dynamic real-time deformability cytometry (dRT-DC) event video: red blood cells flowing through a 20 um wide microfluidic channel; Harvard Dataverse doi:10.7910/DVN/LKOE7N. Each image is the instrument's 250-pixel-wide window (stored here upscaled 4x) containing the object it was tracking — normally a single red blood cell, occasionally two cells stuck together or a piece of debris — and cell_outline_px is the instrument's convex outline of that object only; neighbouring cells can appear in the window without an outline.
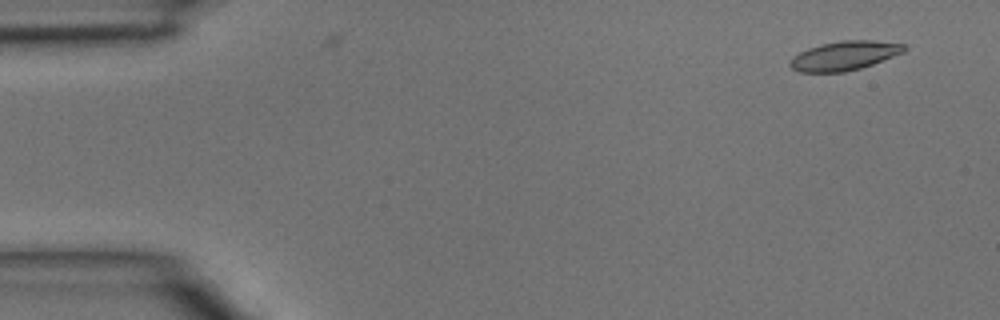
{"species": "common noctule bat (a hibernating species)", "species_latin": "Nyctalus noctula", "temperature_condition": "room temperature", "stored_images_in_passage": 4, "segment_of_instrument_passage": [2, 2], "camera_frame_rate_fps": 3000, "um_per_image_px": 0.085, "animal": {"sex": "male", "body_mass_g": 15.6}, "frame": {"image": 1, "passage_image": 4, "time_ms": 1.0, "image_size_px": [1000, 320], "cell_outline_px": [[908, 48], [904, 52], [872, 64], [860, 68], [844, 72], [796, 72], [788, 64], [792, 56], [808, 48], [820, 44], [840, 40], [872, 40], [908, 44]], "centroid_in_image_um": [71.77, 4.72], "position_along_channel_um": 13.2, "area_um2": 19.59}}